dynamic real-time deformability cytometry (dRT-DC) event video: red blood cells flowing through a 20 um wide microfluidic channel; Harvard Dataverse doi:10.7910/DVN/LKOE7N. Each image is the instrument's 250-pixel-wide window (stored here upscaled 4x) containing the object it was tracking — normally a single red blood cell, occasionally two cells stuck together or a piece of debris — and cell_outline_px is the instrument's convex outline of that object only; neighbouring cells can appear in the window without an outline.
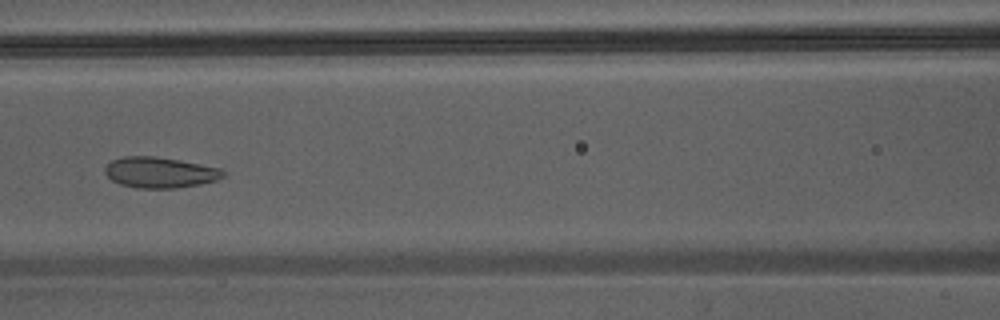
{"species": "Egyptian fruit bat (a non-hibernating species)", "species_latin": "Rousettus aegyptiacus", "temperature_condition": "warm", "stored_images_in_passage": 40, "camera_frame_rate_fps": 3000, "um_per_image_px": 0.085, "animal": {"sex": "male"}, "frame": {"image": 1, "passage_image": 16, "time_ms": 5.0, "image_size_px": [1000, 320], "cell_outline_px": [[224, 176], [216, 180], [200, 184], [176, 188], [136, 188], [120, 184], [112, 180], [104, 172], [104, 168], [112, 160], [124, 156], [156, 156], [180, 160], [220, 168], [224, 172]], "centroid_in_image_um": [13.57, 14.65], "position_along_channel_um": 153.0, "area_um2": 21.15}}
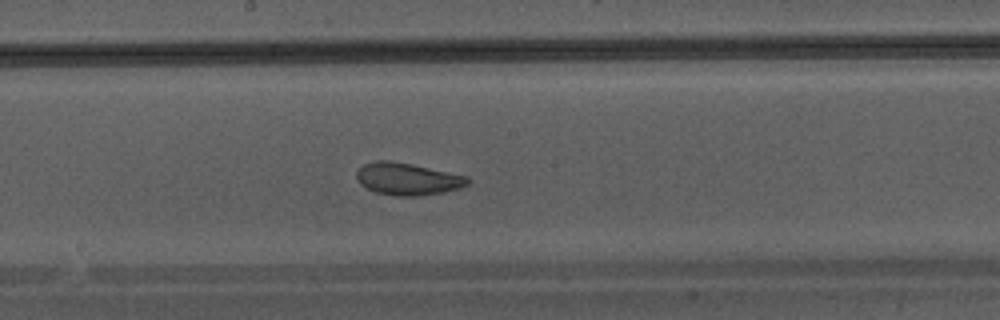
{"frame": {"image": 2, "passage_image": 20, "time_ms": 6.333, "image_size_px": [1000, 320], "cell_outline_px": [[472, 180], [468, 184], [460, 188], [444, 192], [420, 196], [396, 196], [376, 192], [360, 184], [356, 176], [356, 172], [364, 164], [376, 160], [388, 160], [412, 164], [468, 176]], "centroid_in_image_um": [34.67, 15.21], "position_along_channel_um": 213.5, "area_um2": 20.92}}
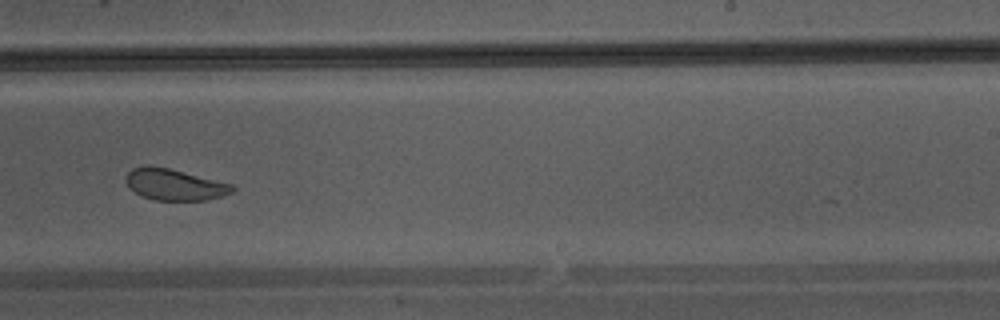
{"frame": {"image": 3, "passage_image": 24, "time_ms": 7.667, "image_size_px": [1000, 320], "cell_outline_px": [[236, 188], [232, 192], [208, 200], [152, 200], [140, 196], [128, 188], [124, 180], [128, 172], [132, 168], [148, 164], [168, 168], [232, 184]], "centroid_in_image_um": [14.76, 15.69], "position_along_channel_um": 274.2, "area_um2": 19.59}}